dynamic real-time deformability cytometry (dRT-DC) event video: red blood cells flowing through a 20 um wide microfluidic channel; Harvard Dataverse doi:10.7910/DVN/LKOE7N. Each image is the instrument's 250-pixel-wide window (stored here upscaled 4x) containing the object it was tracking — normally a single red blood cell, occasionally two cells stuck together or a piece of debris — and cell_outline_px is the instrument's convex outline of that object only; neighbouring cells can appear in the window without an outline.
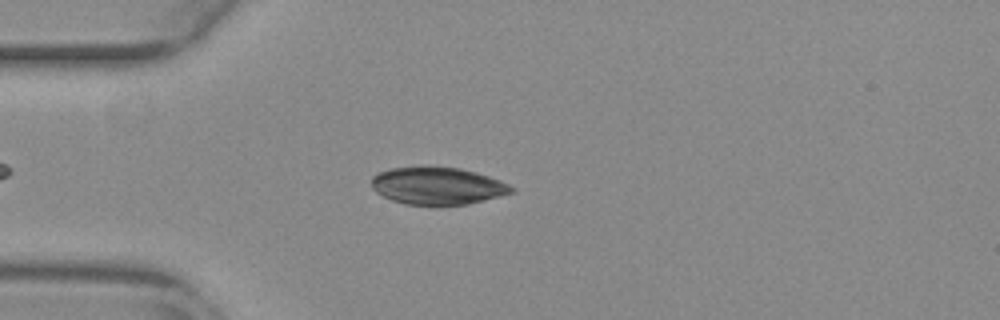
{"species": "common noctule bat (a hibernating species)", "species_latin": "Nyctalus noctula", "temperature_condition": "warm", "stored_images_in_passage": 46, "camera_frame_rate_fps": 3000, "um_per_image_px": 0.085, "animal": {"sex": "female", "body_mass_g": 29.2, "forearm_length_mm": 56.3}, "frame": {"image": 1, "passage_image": 10, "time_ms": 3.0, "image_size_px": [1000, 320], "cell_outline_px": [[516, 192], [468, 204], [432, 208], [404, 204], [392, 200], [376, 192], [372, 188], [372, 176], [380, 172], [392, 168], [420, 164], [428, 164], [460, 168], [476, 172], [500, 180], [516, 188]], "centroid_in_image_um": [37.19, 15.8], "position_along_channel_um": 47.8, "area_um2": 31.91}}
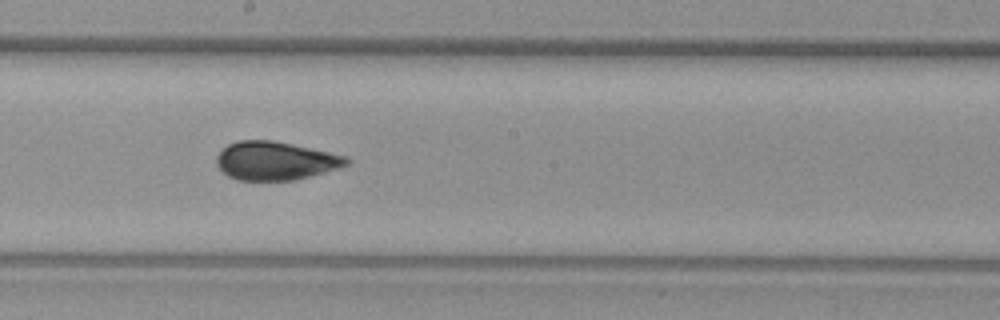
{"frame": {"image": 2, "passage_image": 25, "time_ms": 8.0, "image_size_px": [1000, 320], "cell_outline_px": [[348, 164], [340, 168], [296, 180], [236, 180], [228, 176], [216, 164], [216, 156], [228, 144], [240, 140], [272, 140], [292, 144], [348, 156]], "centroid_in_image_um": [23.42, 13.67], "position_along_channel_um": 224.8, "area_um2": 29.07}}
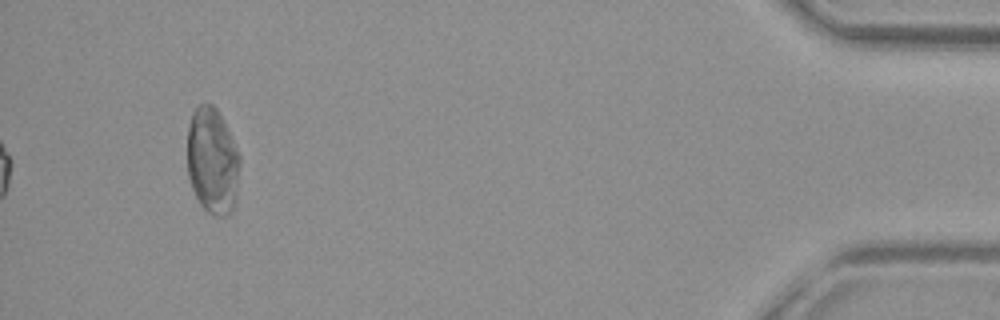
{"frame": {"image": 3, "passage_image": 46, "time_ms": 15.0, "image_size_px": [1000, 320], "cell_outline_px": [[240, 164], [236, 200], [232, 212], [224, 216], [216, 216], [208, 212], [200, 204], [192, 188], [188, 176], [188, 124], [192, 112], [200, 104], [212, 104], [216, 108], [224, 120], [228, 128], [240, 156]], "centroid_in_image_um": [18.07, 13.68], "position_along_channel_um": 417.1, "area_um2": 32.83}}